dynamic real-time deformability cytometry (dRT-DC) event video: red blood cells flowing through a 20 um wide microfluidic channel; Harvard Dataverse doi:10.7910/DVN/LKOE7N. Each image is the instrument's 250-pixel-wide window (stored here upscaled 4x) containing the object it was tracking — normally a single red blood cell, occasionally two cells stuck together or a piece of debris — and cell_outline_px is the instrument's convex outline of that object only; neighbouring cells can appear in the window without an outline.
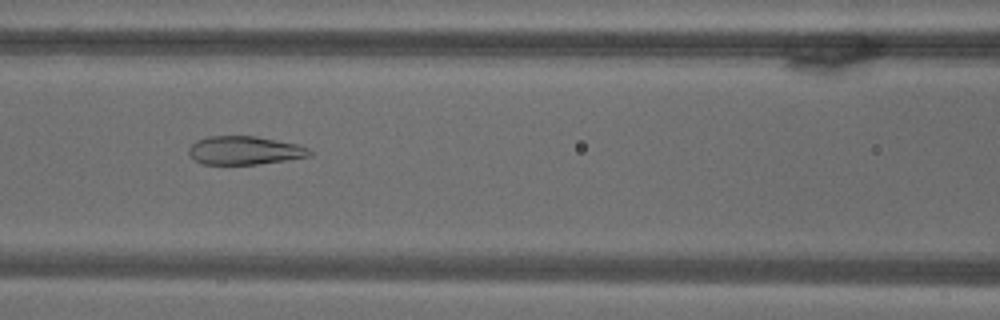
{"species": "common noctule bat (a hibernating species)", "species_latin": "Nyctalus noctula", "temperature_condition": "warm", "stored_images_in_passage": 68, "camera_frame_rate_fps": 3000, "um_per_image_px": 0.085, "animal": {"sex": "male", "body_mass_g": 18.8}, "frame": {"image": 1, "passage_image": 28, "time_ms": 9.0, "image_size_px": [1000, 320], "cell_outline_px": [[312, 156], [256, 164], [204, 164], [196, 160], [188, 152], [188, 148], [196, 140], [208, 136], [256, 136], [296, 144], [308, 148], [312, 152]], "centroid_in_image_um": [20.78, 12.78], "position_along_channel_um": 145.8, "area_um2": 19.83}}
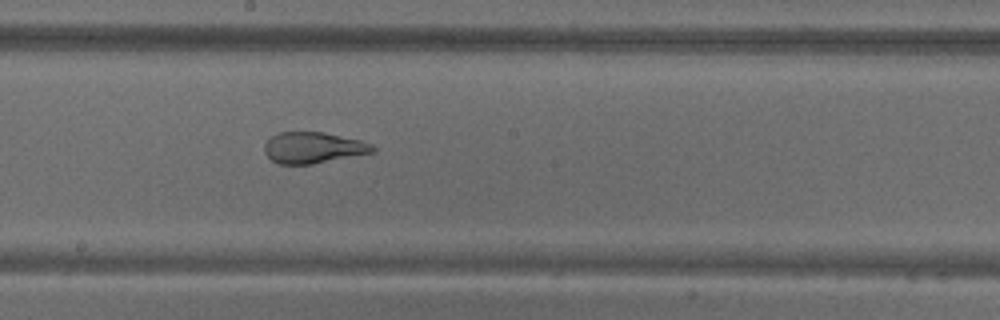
{"frame": {"image": 2, "passage_image": 36, "time_ms": 11.667, "image_size_px": [1000, 320], "cell_outline_px": [[376, 152], [312, 164], [280, 164], [272, 160], [264, 152], [264, 144], [272, 136], [280, 132], [324, 132], [360, 140], [372, 144], [376, 148]], "centroid_in_image_um": [26.65, 12.55], "position_along_channel_um": 221.6, "area_um2": 19.65}}
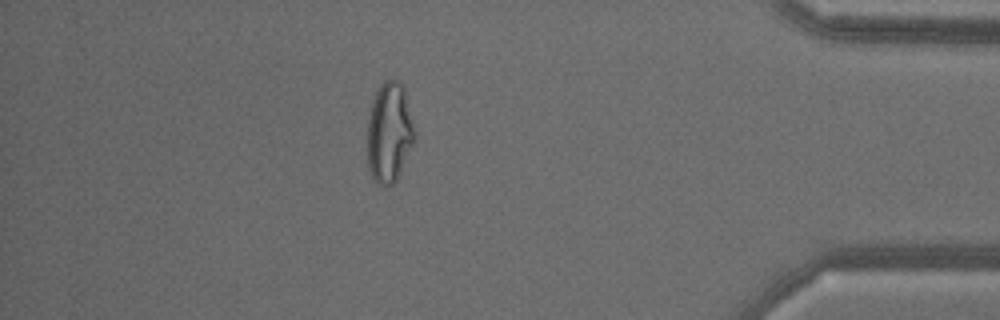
{"frame": {"image": 3, "passage_image": 59, "time_ms": 19.333, "image_size_px": [1000, 320], "cell_outline_px": [[416, 140], [400, 176], [392, 184], [380, 184], [372, 180], [368, 168], [368, 120], [372, 100], [380, 84], [384, 80], [392, 76], [400, 80], [404, 88]], "centroid_in_image_um": [33.1, 11.25], "position_along_channel_um": 402.1, "area_um2": 27.98}}